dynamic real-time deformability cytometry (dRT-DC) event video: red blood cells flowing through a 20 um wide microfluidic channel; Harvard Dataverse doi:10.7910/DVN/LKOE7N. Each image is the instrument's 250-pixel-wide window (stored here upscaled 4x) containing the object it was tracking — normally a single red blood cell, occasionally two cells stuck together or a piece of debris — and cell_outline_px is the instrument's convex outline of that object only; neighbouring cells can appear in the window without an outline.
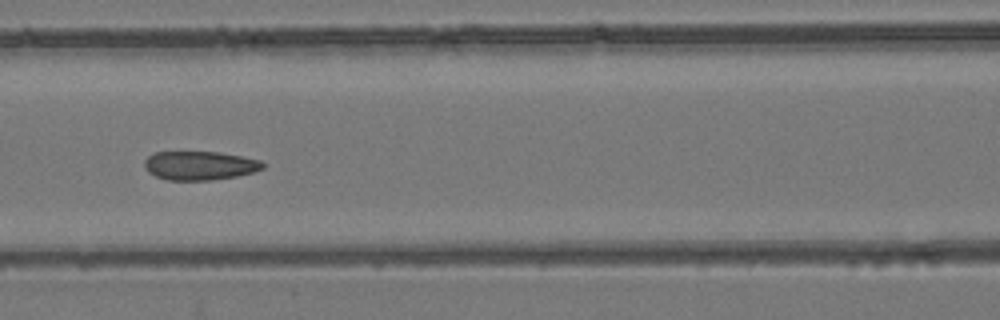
{"species": "common noctule bat (a hibernating species)", "species_latin": "Nyctalus noctula", "temperature_condition": "room temperature", "stored_images_in_passage": 9, "camera_frame_rate_fps": 3000, "um_per_image_px": 0.085, "animal": {"sex": "female", "body_mass_g": 24.6, "forearm_length_mm": 56.2}, "frame": {"image": 1, "passage_image": 7, "time_ms": 6.667, "image_size_px": [1000, 320], "cell_outline_px": [[264, 168], [252, 172], [236, 176], [212, 180], [168, 180], [156, 176], [148, 172], [144, 168], [144, 160], [152, 152], [220, 152], [260, 160], [264, 164]], "centroid_in_image_um": [16.94, 14.07], "position_along_channel_um": 149.7, "area_um2": 19.88}}
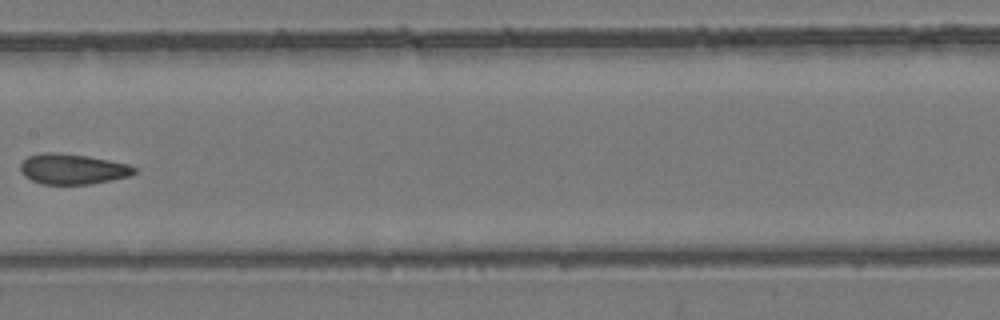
{"frame": {"image": 2, "passage_image": 8, "time_ms": 8.0, "image_size_px": [1000, 320], "cell_outline_px": [[136, 172], [128, 176], [112, 180], [88, 184], [40, 184], [24, 176], [20, 168], [20, 164], [28, 156], [44, 152], [60, 152], [88, 156], [128, 164], [136, 168]], "centroid_in_image_um": [6.15, 14.36], "position_along_channel_um": 201.2, "area_um2": 20.17}}
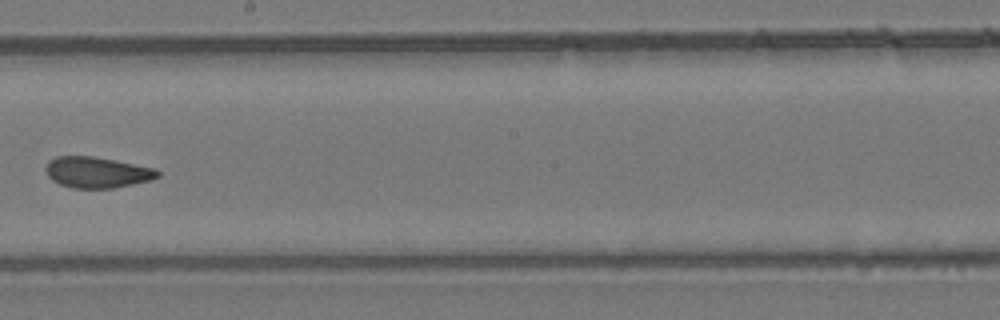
{"frame": {"image": 3, "passage_image": 9, "time_ms": 9.0, "image_size_px": [1000, 320], "cell_outline_px": [[160, 176], [152, 180], [112, 188], [72, 188], [60, 184], [52, 180], [48, 176], [44, 168], [48, 160], [56, 156], [92, 156], [156, 168], [160, 172]], "centroid_in_image_um": [8.23, 14.64], "position_along_channel_um": 240.0, "area_um2": 20.29}}